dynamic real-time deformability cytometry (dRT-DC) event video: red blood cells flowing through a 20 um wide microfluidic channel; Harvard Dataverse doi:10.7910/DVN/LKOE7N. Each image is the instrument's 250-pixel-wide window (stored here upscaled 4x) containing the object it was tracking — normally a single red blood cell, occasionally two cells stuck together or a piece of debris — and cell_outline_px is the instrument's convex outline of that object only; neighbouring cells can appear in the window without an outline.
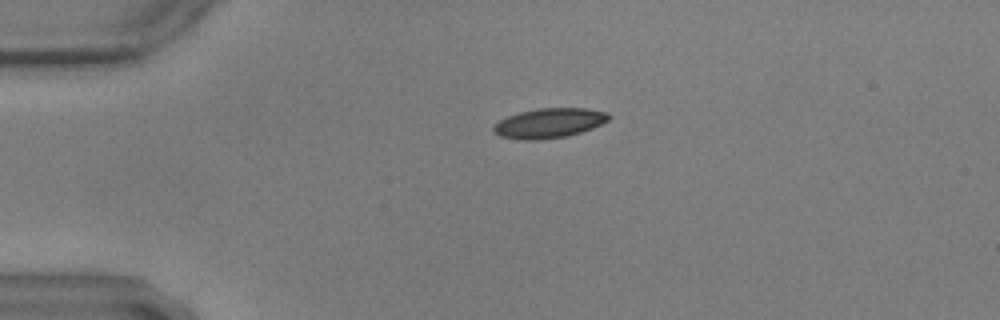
{"species": "common noctule bat (a hibernating species)", "species_latin": "Nyctalus noctula", "temperature_condition": "warm", "stored_images_in_passage": 46, "camera_frame_rate_fps": 3000, "um_per_image_px": 0.085, "animal": {"sex": "male", "body_mass_g": 17.9, "forearm_length_mm": 54.2}, "frame": {"image": 1, "passage_image": 1, "time_ms": 0.0, "image_size_px": [1000, 320], "cell_outline_px": [[612, 116], [608, 120], [592, 128], [568, 136], [536, 140], [524, 140], [500, 136], [492, 132], [492, 128], [500, 120], [508, 116], [520, 112], [540, 108], [588, 108], [608, 112]], "centroid_in_image_um": [46.69, 10.46], "position_along_channel_um": 38.3, "area_um2": 19.94}}
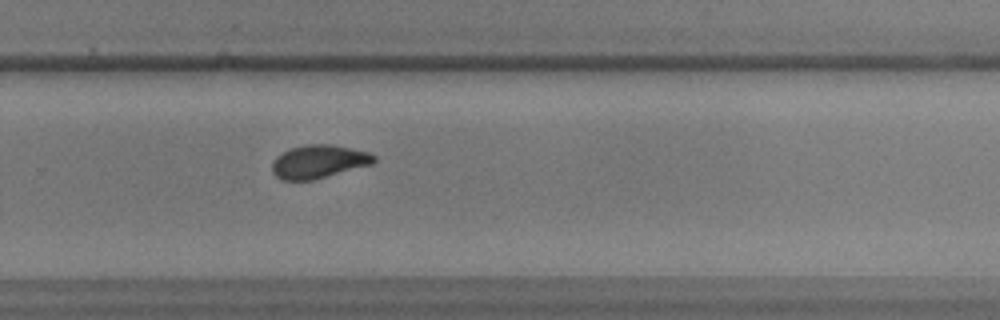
{"frame": {"image": 2, "passage_image": 27, "time_ms": 8.667, "image_size_px": [1000, 320], "cell_outline_px": [[376, 160], [372, 164], [312, 180], [280, 180], [272, 172], [272, 160], [276, 156], [288, 148], [304, 144], [332, 144], [368, 152], [376, 156]], "centroid_in_image_um": [27.05, 13.72], "position_along_channel_um": 302.8, "area_um2": 19.88}}
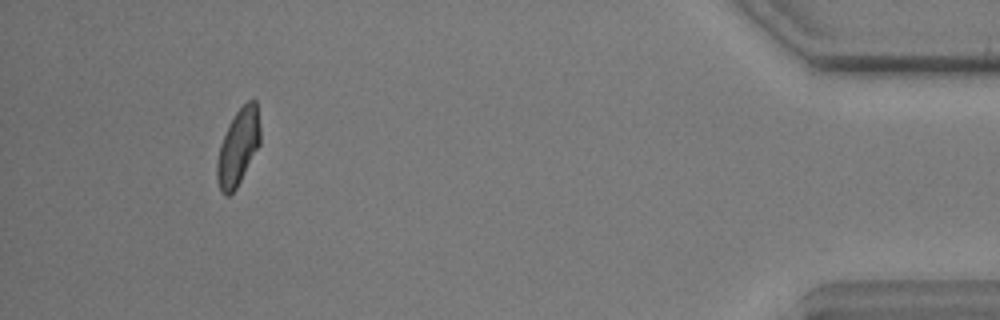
{"frame": {"image": 3, "passage_image": 42, "time_ms": 13.667, "image_size_px": [1000, 320], "cell_outline_px": [[260, 144], [236, 188], [228, 196], [224, 196], [220, 192], [216, 176], [216, 160], [220, 144], [228, 124], [236, 112], [248, 100], [256, 100], [260, 128]], "centroid_in_image_um": [20.22, 12.52], "position_along_channel_um": 415.0, "area_um2": 19.25}}